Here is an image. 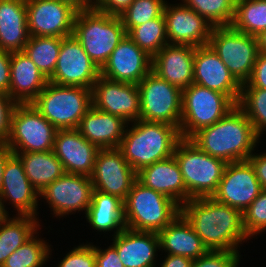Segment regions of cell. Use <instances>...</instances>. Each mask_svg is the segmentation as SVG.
I'll return each mask as SVG.
<instances>
[{
  "label": "cell",
  "mask_w": 266,
  "mask_h": 267,
  "mask_svg": "<svg viewBox=\"0 0 266 267\" xmlns=\"http://www.w3.org/2000/svg\"><path fill=\"white\" fill-rule=\"evenodd\" d=\"M62 39L60 37L30 36L25 44L23 52L29 56L48 80L55 70Z\"/></svg>",
  "instance_id": "cell-33"
},
{
  "label": "cell",
  "mask_w": 266,
  "mask_h": 267,
  "mask_svg": "<svg viewBox=\"0 0 266 267\" xmlns=\"http://www.w3.org/2000/svg\"><path fill=\"white\" fill-rule=\"evenodd\" d=\"M193 83L221 92L238 103L242 85L209 45L195 47Z\"/></svg>",
  "instance_id": "cell-20"
},
{
  "label": "cell",
  "mask_w": 266,
  "mask_h": 267,
  "mask_svg": "<svg viewBox=\"0 0 266 267\" xmlns=\"http://www.w3.org/2000/svg\"><path fill=\"white\" fill-rule=\"evenodd\" d=\"M181 213L208 250L239 252V243L249 240L242 213L213 197L192 198L181 206Z\"/></svg>",
  "instance_id": "cell-1"
},
{
  "label": "cell",
  "mask_w": 266,
  "mask_h": 267,
  "mask_svg": "<svg viewBox=\"0 0 266 267\" xmlns=\"http://www.w3.org/2000/svg\"><path fill=\"white\" fill-rule=\"evenodd\" d=\"M126 34L120 16L91 8L78 10L72 36L81 43L90 59L101 69Z\"/></svg>",
  "instance_id": "cell-4"
},
{
  "label": "cell",
  "mask_w": 266,
  "mask_h": 267,
  "mask_svg": "<svg viewBox=\"0 0 266 267\" xmlns=\"http://www.w3.org/2000/svg\"><path fill=\"white\" fill-rule=\"evenodd\" d=\"M134 0H105L97 9L103 13L120 16Z\"/></svg>",
  "instance_id": "cell-48"
},
{
  "label": "cell",
  "mask_w": 266,
  "mask_h": 267,
  "mask_svg": "<svg viewBox=\"0 0 266 267\" xmlns=\"http://www.w3.org/2000/svg\"><path fill=\"white\" fill-rule=\"evenodd\" d=\"M85 217L93 229L99 232L115 229L112 236H116L125 228L124 202L118 196L93 190Z\"/></svg>",
  "instance_id": "cell-30"
},
{
  "label": "cell",
  "mask_w": 266,
  "mask_h": 267,
  "mask_svg": "<svg viewBox=\"0 0 266 267\" xmlns=\"http://www.w3.org/2000/svg\"><path fill=\"white\" fill-rule=\"evenodd\" d=\"M96 267H124L117 250L110 245L107 249L95 246Z\"/></svg>",
  "instance_id": "cell-45"
},
{
  "label": "cell",
  "mask_w": 266,
  "mask_h": 267,
  "mask_svg": "<svg viewBox=\"0 0 266 267\" xmlns=\"http://www.w3.org/2000/svg\"><path fill=\"white\" fill-rule=\"evenodd\" d=\"M195 47L167 44L152 58V71L181 90L193 83Z\"/></svg>",
  "instance_id": "cell-23"
},
{
  "label": "cell",
  "mask_w": 266,
  "mask_h": 267,
  "mask_svg": "<svg viewBox=\"0 0 266 267\" xmlns=\"http://www.w3.org/2000/svg\"><path fill=\"white\" fill-rule=\"evenodd\" d=\"M47 82L48 79L25 52H11L9 97L13 101L31 103Z\"/></svg>",
  "instance_id": "cell-26"
},
{
  "label": "cell",
  "mask_w": 266,
  "mask_h": 267,
  "mask_svg": "<svg viewBox=\"0 0 266 267\" xmlns=\"http://www.w3.org/2000/svg\"><path fill=\"white\" fill-rule=\"evenodd\" d=\"M11 52L0 49V92L9 95Z\"/></svg>",
  "instance_id": "cell-46"
},
{
  "label": "cell",
  "mask_w": 266,
  "mask_h": 267,
  "mask_svg": "<svg viewBox=\"0 0 266 267\" xmlns=\"http://www.w3.org/2000/svg\"><path fill=\"white\" fill-rule=\"evenodd\" d=\"M247 160L251 163L262 189H266V153H253Z\"/></svg>",
  "instance_id": "cell-47"
},
{
  "label": "cell",
  "mask_w": 266,
  "mask_h": 267,
  "mask_svg": "<svg viewBox=\"0 0 266 267\" xmlns=\"http://www.w3.org/2000/svg\"><path fill=\"white\" fill-rule=\"evenodd\" d=\"M50 246L34 234L8 256L2 267H43L51 255Z\"/></svg>",
  "instance_id": "cell-37"
},
{
  "label": "cell",
  "mask_w": 266,
  "mask_h": 267,
  "mask_svg": "<svg viewBox=\"0 0 266 267\" xmlns=\"http://www.w3.org/2000/svg\"><path fill=\"white\" fill-rule=\"evenodd\" d=\"M259 52L266 53V30L257 36Z\"/></svg>",
  "instance_id": "cell-51"
},
{
  "label": "cell",
  "mask_w": 266,
  "mask_h": 267,
  "mask_svg": "<svg viewBox=\"0 0 266 267\" xmlns=\"http://www.w3.org/2000/svg\"><path fill=\"white\" fill-rule=\"evenodd\" d=\"M239 259V252L209 250L193 260L192 267H238Z\"/></svg>",
  "instance_id": "cell-41"
},
{
  "label": "cell",
  "mask_w": 266,
  "mask_h": 267,
  "mask_svg": "<svg viewBox=\"0 0 266 267\" xmlns=\"http://www.w3.org/2000/svg\"><path fill=\"white\" fill-rule=\"evenodd\" d=\"M137 180L169 197L180 207L187 202L185 182L174 155L142 168L137 172Z\"/></svg>",
  "instance_id": "cell-24"
},
{
  "label": "cell",
  "mask_w": 266,
  "mask_h": 267,
  "mask_svg": "<svg viewBox=\"0 0 266 267\" xmlns=\"http://www.w3.org/2000/svg\"><path fill=\"white\" fill-rule=\"evenodd\" d=\"M123 202L125 228L134 231L158 233L181 213L175 201L138 180Z\"/></svg>",
  "instance_id": "cell-5"
},
{
  "label": "cell",
  "mask_w": 266,
  "mask_h": 267,
  "mask_svg": "<svg viewBox=\"0 0 266 267\" xmlns=\"http://www.w3.org/2000/svg\"><path fill=\"white\" fill-rule=\"evenodd\" d=\"M112 240L124 267H156L155 256L160 250L158 233L124 228Z\"/></svg>",
  "instance_id": "cell-25"
},
{
  "label": "cell",
  "mask_w": 266,
  "mask_h": 267,
  "mask_svg": "<svg viewBox=\"0 0 266 267\" xmlns=\"http://www.w3.org/2000/svg\"><path fill=\"white\" fill-rule=\"evenodd\" d=\"M158 236L160 250L170 255L195 260L209 251L182 213L159 231Z\"/></svg>",
  "instance_id": "cell-28"
},
{
  "label": "cell",
  "mask_w": 266,
  "mask_h": 267,
  "mask_svg": "<svg viewBox=\"0 0 266 267\" xmlns=\"http://www.w3.org/2000/svg\"><path fill=\"white\" fill-rule=\"evenodd\" d=\"M89 177L93 190L118 196L124 201L137 180V173L118 148H107L97 152Z\"/></svg>",
  "instance_id": "cell-14"
},
{
  "label": "cell",
  "mask_w": 266,
  "mask_h": 267,
  "mask_svg": "<svg viewBox=\"0 0 266 267\" xmlns=\"http://www.w3.org/2000/svg\"><path fill=\"white\" fill-rule=\"evenodd\" d=\"M180 139L176 126L139 119L130 129L127 125L118 149L137 173L156 161L172 156Z\"/></svg>",
  "instance_id": "cell-3"
},
{
  "label": "cell",
  "mask_w": 266,
  "mask_h": 267,
  "mask_svg": "<svg viewBox=\"0 0 266 267\" xmlns=\"http://www.w3.org/2000/svg\"><path fill=\"white\" fill-rule=\"evenodd\" d=\"M152 70V57L126 34L101 68L106 79L138 84Z\"/></svg>",
  "instance_id": "cell-19"
},
{
  "label": "cell",
  "mask_w": 266,
  "mask_h": 267,
  "mask_svg": "<svg viewBox=\"0 0 266 267\" xmlns=\"http://www.w3.org/2000/svg\"><path fill=\"white\" fill-rule=\"evenodd\" d=\"M72 4L78 10H87V0H62Z\"/></svg>",
  "instance_id": "cell-52"
},
{
  "label": "cell",
  "mask_w": 266,
  "mask_h": 267,
  "mask_svg": "<svg viewBox=\"0 0 266 267\" xmlns=\"http://www.w3.org/2000/svg\"><path fill=\"white\" fill-rule=\"evenodd\" d=\"M237 106L252 123L258 136L266 131V89L241 88Z\"/></svg>",
  "instance_id": "cell-38"
},
{
  "label": "cell",
  "mask_w": 266,
  "mask_h": 267,
  "mask_svg": "<svg viewBox=\"0 0 266 267\" xmlns=\"http://www.w3.org/2000/svg\"><path fill=\"white\" fill-rule=\"evenodd\" d=\"M99 148L90 143L77 129L58 130L53 152L68 174L90 176Z\"/></svg>",
  "instance_id": "cell-21"
},
{
  "label": "cell",
  "mask_w": 266,
  "mask_h": 267,
  "mask_svg": "<svg viewBox=\"0 0 266 267\" xmlns=\"http://www.w3.org/2000/svg\"><path fill=\"white\" fill-rule=\"evenodd\" d=\"M183 4L204 17L213 27L231 26L236 0H182Z\"/></svg>",
  "instance_id": "cell-36"
},
{
  "label": "cell",
  "mask_w": 266,
  "mask_h": 267,
  "mask_svg": "<svg viewBox=\"0 0 266 267\" xmlns=\"http://www.w3.org/2000/svg\"><path fill=\"white\" fill-rule=\"evenodd\" d=\"M173 155L183 175L187 201L192 198L212 197L227 163L203 152L190 139L181 138Z\"/></svg>",
  "instance_id": "cell-7"
},
{
  "label": "cell",
  "mask_w": 266,
  "mask_h": 267,
  "mask_svg": "<svg viewBox=\"0 0 266 267\" xmlns=\"http://www.w3.org/2000/svg\"><path fill=\"white\" fill-rule=\"evenodd\" d=\"M37 219L33 216L17 215L0 223V267L12 252L38 233L40 224Z\"/></svg>",
  "instance_id": "cell-32"
},
{
  "label": "cell",
  "mask_w": 266,
  "mask_h": 267,
  "mask_svg": "<svg viewBox=\"0 0 266 267\" xmlns=\"http://www.w3.org/2000/svg\"><path fill=\"white\" fill-rule=\"evenodd\" d=\"M165 3V0H134L120 15L126 33L159 17L163 13Z\"/></svg>",
  "instance_id": "cell-39"
},
{
  "label": "cell",
  "mask_w": 266,
  "mask_h": 267,
  "mask_svg": "<svg viewBox=\"0 0 266 267\" xmlns=\"http://www.w3.org/2000/svg\"><path fill=\"white\" fill-rule=\"evenodd\" d=\"M58 267H96L95 246L83 244L68 252Z\"/></svg>",
  "instance_id": "cell-42"
},
{
  "label": "cell",
  "mask_w": 266,
  "mask_h": 267,
  "mask_svg": "<svg viewBox=\"0 0 266 267\" xmlns=\"http://www.w3.org/2000/svg\"><path fill=\"white\" fill-rule=\"evenodd\" d=\"M93 185L89 176L65 173L45 187L39 197H43L54 215L63 217L76 211H85L91 204Z\"/></svg>",
  "instance_id": "cell-16"
},
{
  "label": "cell",
  "mask_w": 266,
  "mask_h": 267,
  "mask_svg": "<svg viewBox=\"0 0 266 267\" xmlns=\"http://www.w3.org/2000/svg\"><path fill=\"white\" fill-rule=\"evenodd\" d=\"M31 104L58 130L77 129L92 106V89L48 81Z\"/></svg>",
  "instance_id": "cell-6"
},
{
  "label": "cell",
  "mask_w": 266,
  "mask_h": 267,
  "mask_svg": "<svg viewBox=\"0 0 266 267\" xmlns=\"http://www.w3.org/2000/svg\"><path fill=\"white\" fill-rule=\"evenodd\" d=\"M127 35L152 58L169 44L163 13L145 24L134 27Z\"/></svg>",
  "instance_id": "cell-35"
},
{
  "label": "cell",
  "mask_w": 266,
  "mask_h": 267,
  "mask_svg": "<svg viewBox=\"0 0 266 267\" xmlns=\"http://www.w3.org/2000/svg\"><path fill=\"white\" fill-rule=\"evenodd\" d=\"M231 26L239 32L257 37L266 30V0H236Z\"/></svg>",
  "instance_id": "cell-34"
},
{
  "label": "cell",
  "mask_w": 266,
  "mask_h": 267,
  "mask_svg": "<svg viewBox=\"0 0 266 267\" xmlns=\"http://www.w3.org/2000/svg\"><path fill=\"white\" fill-rule=\"evenodd\" d=\"M259 138L248 117L236 105L222 119L196 132L190 140L203 152L231 163L247 160Z\"/></svg>",
  "instance_id": "cell-2"
},
{
  "label": "cell",
  "mask_w": 266,
  "mask_h": 267,
  "mask_svg": "<svg viewBox=\"0 0 266 267\" xmlns=\"http://www.w3.org/2000/svg\"><path fill=\"white\" fill-rule=\"evenodd\" d=\"M92 106L100 111L120 116L128 123H133L140 119L138 85L100 76L92 88Z\"/></svg>",
  "instance_id": "cell-17"
},
{
  "label": "cell",
  "mask_w": 266,
  "mask_h": 267,
  "mask_svg": "<svg viewBox=\"0 0 266 267\" xmlns=\"http://www.w3.org/2000/svg\"><path fill=\"white\" fill-rule=\"evenodd\" d=\"M241 88L266 89V53L259 52L249 80Z\"/></svg>",
  "instance_id": "cell-44"
},
{
  "label": "cell",
  "mask_w": 266,
  "mask_h": 267,
  "mask_svg": "<svg viewBox=\"0 0 266 267\" xmlns=\"http://www.w3.org/2000/svg\"><path fill=\"white\" fill-rule=\"evenodd\" d=\"M17 103L0 92V143H5L10 133L11 116Z\"/></svg>",
  "instance_id": "cell-43"
},
{
  "label": "cell",
  "mask_w": 266,
  "mask_h": 267,
  "mask_svg": "<svg viewBox=\"0 0 266 267\" xmlns=\"http://www.w3.org/2000/svg\"><path fill=\"white\" fill-rule=\"evenodd\" d=\"M29 37L26 0H0V49L23 51Z\"/></svg>",
  "instance_id": "cell-29"
},
{
  "label": "cell",
  "mask_w": 266,
  "mask_h": 267,
  "mask_svg": "<svg viewBox=\"0 0 266 267\" xmlns=\"http://www.w3.org/2000/svg\"><path fill=\"white\" fill-rule=\"evenodd\" d=\"M100 76L101 69L90 59L81 43L72 35L63 38L55 70L48 81L92 89Z\"/></svg>",
  "instance_id": "cell-12"
},
{
  "label": "cell",
  "mask_w": 266,
  "mask_h": 267,
  "mask_svg": "<svg viewBox=\"0 0 266 267\" xmlns=\"http://www.w3.org/2000/svg\"><path fill=\"white\" fill-rule=\"evenodd\" d=\"M5 207L6 206L4 205L0 197V223L5 221L9 217L8 211L5 209Z\"/></svg>",
  "instance_id": "cell-53"
},
{
  "label": "cell",
  "mask_w": 266,
  "mask_h": 267,
  "mask_svg": "<svg viewBox=\"0 0 266 267\" xmlns=\"http://www.w3.org/2000/svg\"><path fill=\"white\" fill-rule=\"evenodd\" d=\"M29 36L65 38L73 33L78 9L62 0H26Z\"/></svg>",
  "instance_id": "cell-13"
},
{
  "label": "cell",
  "mask_w": 266,
  "mask_h": 267,
  "mask_svg": "<svg viewBox=\"0 0 266 267\" xmlns=\"http://www.w3.org/2000/svg\"><path fill=\"white\" fill-rule=\"evenodd\" d=\"M174 5H169L166 1L163 10L169 44L194 47L208 45L213 26L204 17L184 4Z\"/></svg>",
  "instance_id": "cell-18"
},
{
  "label": "cell",
  "mask_w": 266,
  "mask_h": 267,
  "mask_svg": "<svg viewBox=\"0 0 266 267\" xmlns=\"http://www.w3.org/2000/svg\"><path fill=\"white\" fill-rule=\"evenodd\" d=\"M242 223L249 238L266 230V189L242 213Z\"/></svg>",
  "instance_id": "cell-40"
},
{
  "label": "cell",
  "mask_w": 266,
  "mask_h": 267,
  "mask_svg": "<svg viewBox=\"0 0 266 267\" xmlns=\"http://www.w3.org/2000/svg\"><path fill=\"white\" fill-rule=\"evenodd\" d=\"M208 45L241 85L249 80L259 53L256 36L232 26L213 27Z\"/></svg>",
  "instance_id": "cell-9"
},
{
  "label": "cell",
  "mask_w": 266,
  "mask_h": 267,
  "mask_svg": "<svg viewBox=\"0 0 266 267\" xmlns=\"http://www.w3.org/2000/svg\"><path fill=\"white\" fill-rule=\"evenodd\" d=\"M261 184L248 160L227 163L212 197L243 213L262 191Z\"/></svg>",
  "instance_id": "cell-15"
},
{
  "label": "cell",
  "mask_w": 266,
  "mask_h": 267,
  "mask_svg": "<svg viewBox=\"0 0 266 267\" xmlns=\"http://www.w3.org/2000/svg\"><path fill=\"white\" fill-rule=\"evenodd\" d=\"M129 125L123 118L91 106L82 117L77 130L99 149L118 148Z\"/></svg>",
  "instance_id": "cell-27"
},
{
  "label": "cell",
  "mask_w": 266,
  "mask_h": 267,
  "mask_svg": "<svg viewBox=\"0 0 266 267\" xmlns=\"http://www.w3.org/2000/svg\"><path fill=\"white\" fill-rule=\"evenodd\" d=\"M3 203L7 200L18 215L37 217L39 193L28 180L20 158L12 153L6 160L0 191Z\"/></svg>",
  "instance_id": "cell-22"
},
{
  "label": "cell",
  "mask_w": 266,
  "mask_h": 267,
  "mask_svg": "<svg viewBox=\"0 0 266 267\" xmlns=\"http://www.w3.org/2000/svg\"><path fill=\"white\" fill-rule=\"evenodd\" d=\"M105 0H87V9L98 8Z\"/></svg>",
  "instance_id": "cell-54"
},
{
  "label": "cell",
  "mask_w": 266,
  "mask_h": 267,
  "mask_svg": "<svg viewBox=\"0 0 266 267\" xmlns=\"http://www.w3.org/2000/svg\"><path fill=\"white\" fill-rule=\"evenodd\" d=\"M58 129L31 104H17L11 116L10 133L5 142L12 152L53 150Z\"/></svg>",
  "instance_id": "cell-10"
},
{
  "label": "cell",
  "mask_w": 266,
  "mask_h": 267,
  "mask_svg": "<svg viewBox=\"0 0 266 267\" xmlns=\"http://www.w3.org/2000/svg\"><path fill=\"white\" fill-rule=\"evenodd\" d=\"M13 153L20 158L28 180L38 193L66 173L53 150Z\"/></svg>",
  "instance_id": "cell-31"
},
{
  "label": "cell",
  "mask_w": 266,
  "mask_h": 267,
  "mask_svg": "<svg viewBox=\"0 0 266 267\" xmlns=\"http://www.w3.org/2000/svg\"><path fill=\"white\" fill-rule=\"evenodd\" d=\"M140 119L162 122L180 128L182 90L160 78L152 70L137 84Z\"/></svg>",
  "instance_id": "cell-11"
},
{
  "label": "cell",
  "mask_w": 266,
  "mask_h": 267,
  "mask_svg": "<svg viewBox=\"0 0 266 267\" xmlns=\"http://www.w3.org/2000/svg\"><path fill=\"white\" fill-rule=\"evenodd\" d=\"M235 106L227 95L192 83L182 90L181 138L190 139L200 129L222 119Z\"/></svg>",
  "instance_id": "cell-8"
},
{
  "label": "cell",
  "mask_w": 266,
  "mask_h": 267,
  "mask_svg": "<svg viewBox=\"0 0 266 267\" xmlns=\"http://www.w3.org/2000/svg\"><path fill=\"white\" fill-rule=\"evenodd\" d=\"M193 260L180 255H170L164 258L161 267H192Z\"/></svg>",
  "instance_id": "cell-49"
},
{
  "label": "cell",
  "mask_w": 266,
  "mask_h": 267,
  "mask_svg": "<svg viewBox=\"0 0 266 267\" xmlns=\"http://www.w3.org/2000/svg\"><path fill=\"white\" fill-rule=\"evenodd\" d=\"M13 152L8 147L6 143H0V191L2 187L3 182V174H4V167L7 158L12 154Z\"/></svg>",
  "instance_id": "cell-50"
}]
</instances>
